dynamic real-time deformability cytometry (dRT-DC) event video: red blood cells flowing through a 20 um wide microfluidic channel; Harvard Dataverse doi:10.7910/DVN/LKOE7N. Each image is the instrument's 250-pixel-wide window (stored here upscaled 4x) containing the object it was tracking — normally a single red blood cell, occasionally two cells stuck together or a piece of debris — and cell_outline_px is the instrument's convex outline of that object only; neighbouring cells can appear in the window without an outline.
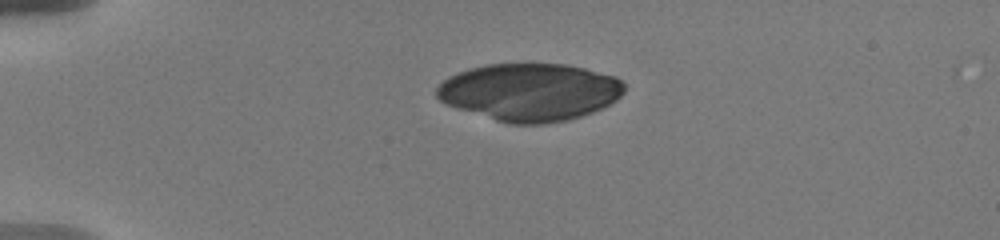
{"species": "human", "species_latin": "Homo sapiens", "temperature_condition": "warm", "stored_images_in_passage": 48, "camera_frame_rate_fps": 3000, "um_per_image_px": 0.085, "donor": {"sex": "male"}, "frame": {"image": 1, "passage_image": 1, "time_ms": 0.0, "image_size_px": [1000, 240], "cell_outline_px": [[624, 92], [616, 100], [592, 112], [568, 120], [544, 124], [512, 124], [496, 120], [456, 108], [440, 100], [436, 96], [436, 88], [448, 76], [468, 68], [488, 64], [564, 64], [584, 68], [616, 76], [624, 84]], "centroid_in_image_um": [45.02, 7.82], "position_along_channel_um": 40.0, "area_um2": 62.77}}